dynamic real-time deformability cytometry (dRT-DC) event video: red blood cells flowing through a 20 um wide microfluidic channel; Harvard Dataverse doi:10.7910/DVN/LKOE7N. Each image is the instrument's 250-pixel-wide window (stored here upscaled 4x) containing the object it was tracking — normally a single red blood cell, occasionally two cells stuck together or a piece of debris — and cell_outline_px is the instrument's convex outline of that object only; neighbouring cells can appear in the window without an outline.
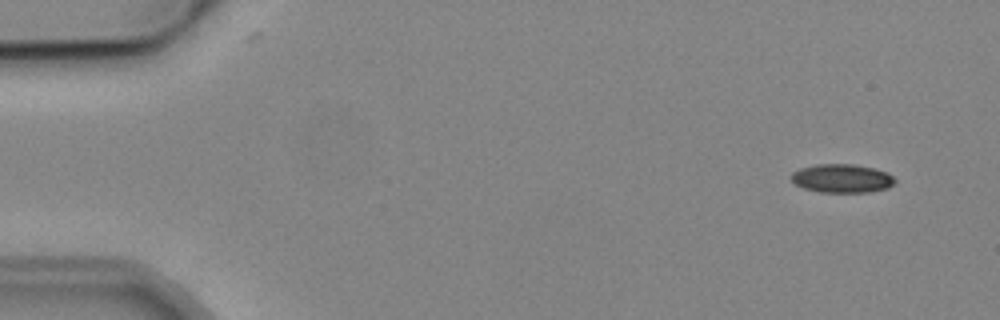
{"species": "common noctule bat (a hibernating species)", "species_latin": "Nyctalus noctula", "temperature_condition": "cold", "stored_images_in_passage": 4, "camera_frame_rate_fps": 3000, "um_per_image_px": 0.085, "animal": {"sex": "male", "body_mass_g": 19.2, "forearm_length_mm": 51.8}, "frame": {"image": 1, "passage_image": 1, "time_ms": 0.0, "image_size_px": [1000, 320], "cell_outline_px": [[896, 180], [888, 188], [868, 192], [820, 192], [804, 188], [796, 184], [792, 180], [792, 172], [800, 168], [816, 164], [852, 164], [872, 168], [888, 172]], "centroid_in_image_um": [71.57, 15.16], "position_along_channel_um": 13.4, "area_um2": 17.17}}
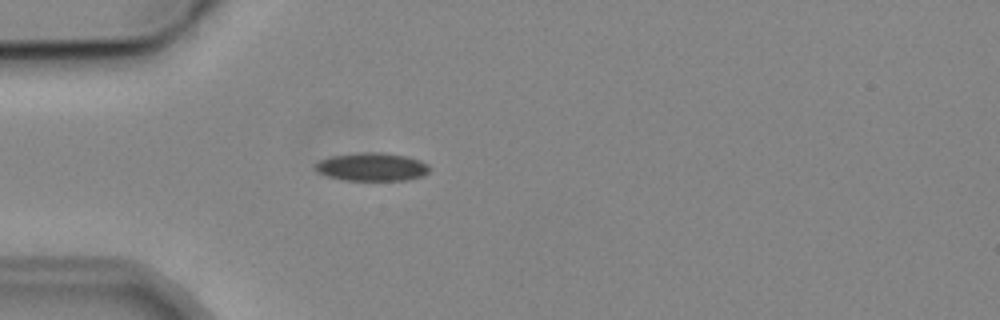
{"frame": {"image": 2, "passage_image": 4, "time_ms": 4.0, "image_size_px": [1000, 320], "cell_outline_px": [[432, 168], [424, 176], [408, 180], [348, 180], [328, 176], [316, 172], [316, 164], [320, 160], [332, 156], [360, 152], [380, 152], [408, 156], [420, 160], [428, 164]], "centroid_in_image_um": [31.68, 14.18], "position_along_channel_um": 53.3, "area_um2": 18.84}}